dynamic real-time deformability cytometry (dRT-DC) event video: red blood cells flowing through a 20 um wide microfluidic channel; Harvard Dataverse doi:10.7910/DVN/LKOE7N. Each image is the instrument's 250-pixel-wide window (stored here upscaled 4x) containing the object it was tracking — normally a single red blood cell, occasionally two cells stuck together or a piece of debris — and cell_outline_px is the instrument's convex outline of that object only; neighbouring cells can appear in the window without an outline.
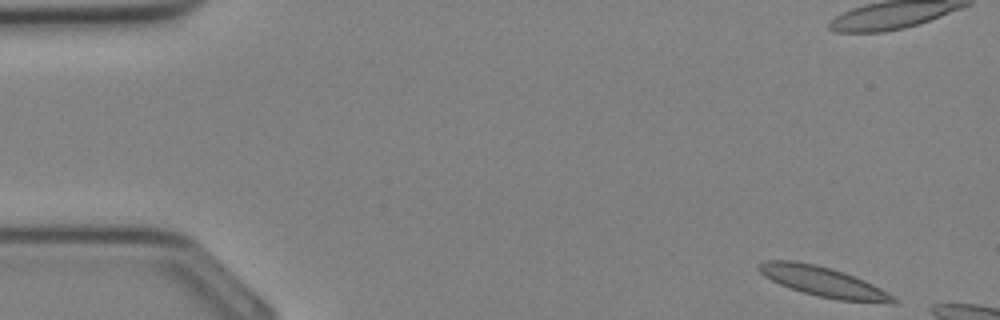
{"species": "Egyptian fruit bat (a non-hibernating species)", "species_latin": "Rousettus aegyptiacus", "temperature_condition": "cold", "stored_images_in_passage": 6, "camera_frame_rate_fps": 3000, "um_per_image_px": 0.085, "animal": {"sex": "female"}, "frame": {"image": 1, "passage_image": 1, "time_ms": 0.0, "image_size_px": [1000, 320], "cell_outline_px": [[900, 304], [892, 304], [840, 300], [816, 296], [780, 284], [764, 276], [756, 268], [756, 264], [764, 260], [796, 260], [816, 264], [832, 268], [844, 272], [864, 280], [880, 288], [892, 296]], "centroid_in_image_um": [69.96, 23.93], "position_along_channel_um": 15.0, "area_um2": 23.58}}